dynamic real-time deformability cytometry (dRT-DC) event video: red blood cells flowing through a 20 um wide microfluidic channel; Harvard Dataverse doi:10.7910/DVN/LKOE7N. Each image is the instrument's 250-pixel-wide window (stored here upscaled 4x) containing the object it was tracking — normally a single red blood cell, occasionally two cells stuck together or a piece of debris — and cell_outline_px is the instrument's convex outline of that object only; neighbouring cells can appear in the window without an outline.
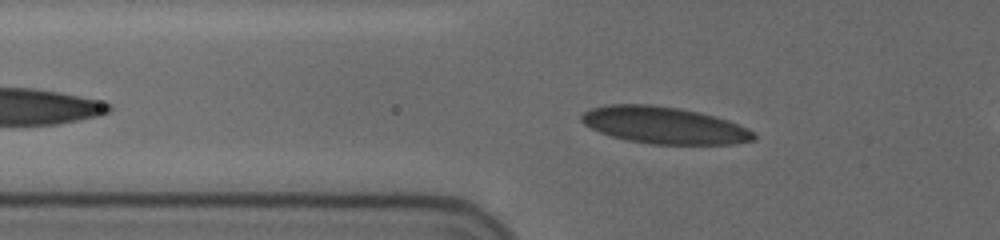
{"species": "human", "species_latin": "Homo sapiens", "temperature_condition": "cold", "stored_images_in_passage": 46, "camera_frame_rate_fps": 3000, "um_per_image_px": 0.085, "donor": {"sex": "female"}, "frame": {"image": 1, "passage_image": 9, "time_ms": 2.667, "image_size_px": [1000, 240], "cell_outline_px": [[756, 140], [732, 144], [648, 144], [628, 140], [612, 136], [600, 132], [584, 124], [580, 120], [580, 116], [584, 112], [592, 108], [612, 104], [648, 104], [680, 108], [728, 120], [748, 128], [756, 136]], "centroid_in_image_um": [56.45, 10.65], "position_along_channel_um": 69.4, "area_um2": 36.82}}
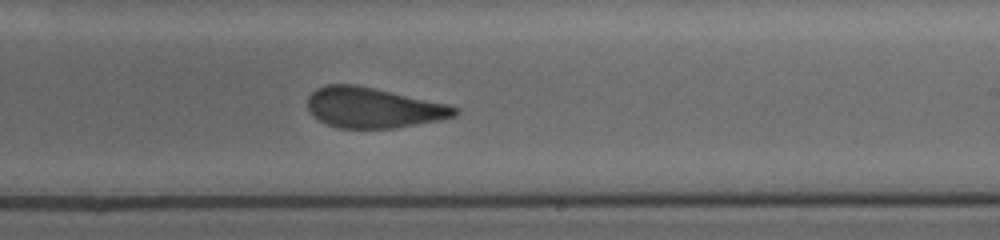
{"frame": {"image": 2, "passage_image": 25, "time_ms": 8.0, "image_size_px": [1000, 240], "cell_outline_px": [[460, 112], [456, 116], [436, 120], [392, 128], [340, 128], [328, 124], [320, 120], [308, 108], [308, 96], [316, 88], [324, 84], [356, 84], [448, 104], [460, 108]], "centroid_in_image_um": [31.73, 9.13], "position_along_channel_um": 257.3, "area_um2": 34.33}}
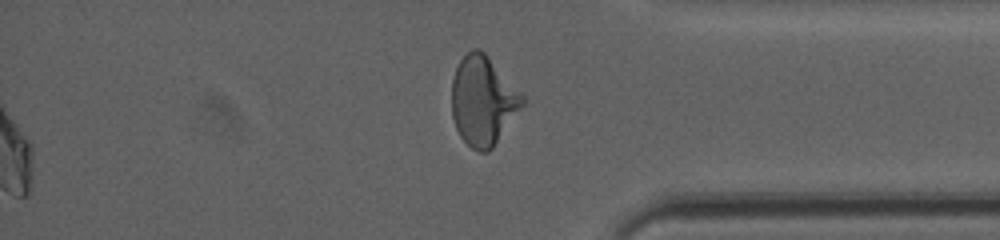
{"frame": {"image": 3, "passage_image": 46, "time_ms": 15.0, "image_size_px": [1000, 240], "cell_outline_px": [[524, 104], [492, 148], [488, 152], [480, 152], [472, 148], [460, 136], [456, 128], [452, 116], [452, 80], [456, 68], [460, 60], [472, 48], [480, 48], [488, 56], [524, 96]], "centroid_in_image_um": [41.04, 8.56], "position_along_channel_um": 394.2, "area_um2": 36.36}, "authors_computed_cell_mechanics": {"area_um2": 35.3447, "velocity_mm_per_s": 3.6549, "shape_relaxation_time_tau1_ms": 6.3461, "shape_relaxation_time_tau2_ms": 1.3493, "deformation_change_tau1": 0.1575, "deformation_change_tau2": 0.0538}}